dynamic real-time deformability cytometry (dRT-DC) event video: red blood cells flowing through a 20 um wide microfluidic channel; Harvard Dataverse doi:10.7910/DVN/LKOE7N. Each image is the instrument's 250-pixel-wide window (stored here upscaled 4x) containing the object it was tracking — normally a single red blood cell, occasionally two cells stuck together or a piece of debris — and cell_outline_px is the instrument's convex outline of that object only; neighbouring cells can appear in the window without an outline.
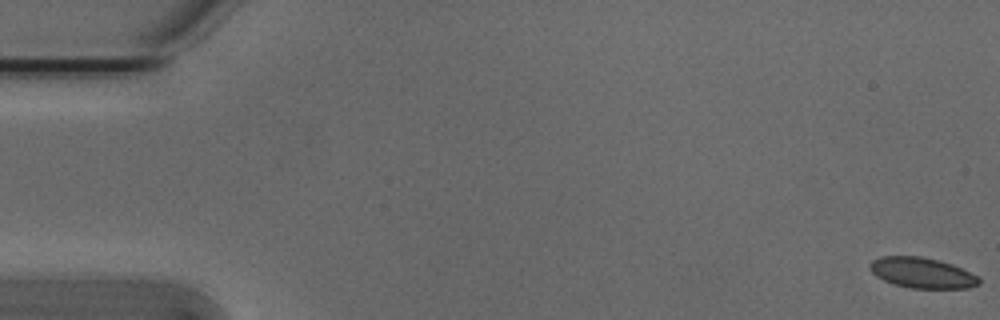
{"species": "Egyptian fruit bat (a non-hibernating species)", "species_latin": "Rousettus aegyptiacus", "temperature_condition": "cold", "stored_images_in_passage": 55, "camera_frame_rate_fps": 3000, "um_per_image_px": 0.085, "animal": {"sex": "male"}, "frame": {"image": 1, "passage_image": 1, "time_ms": 0.0, "image_size_px": [1000, 320], "cell_outline_px": [[980, 284], [968, 288], [912, 288], [896, 284], [884, 280], [876, 276], [868, 268], [868, 264], [872, 260], [880, 256], [920, 256], [952, 264], [976, 276], [980, 280]], "centroid_in_image_um": [78.33, 23.18], "position_along_channel_um": 6.7, "area_um2": 19.19}}
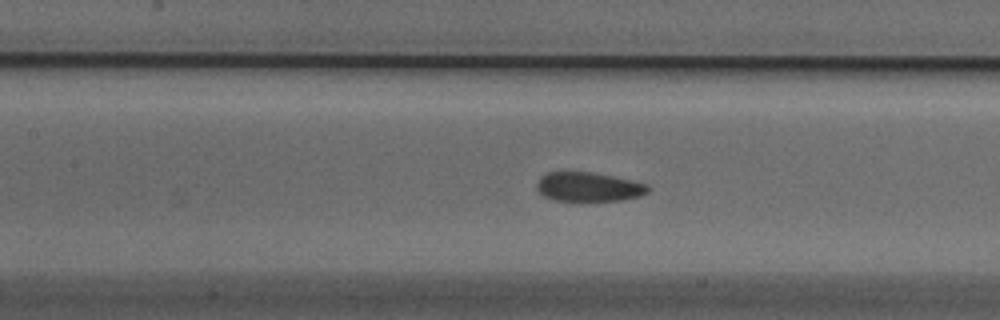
{"frame": {"image": 2, "passage_image": 25, "time_ms": 8.0, "image_size_px": [1000, 320], "cell_outline_px": [[648, 192], [640, 196], [624, 200], [588, 204], [556, 200], [544, 196], [536, 188], [536, 184], [540, 176], [548, 172], [592, 172], [612, 176], [648, 184]], "centroid_in_image_um": [50.02, 15.94], "position_along_channel_um": 157.4, "area_um2": 19.71}}
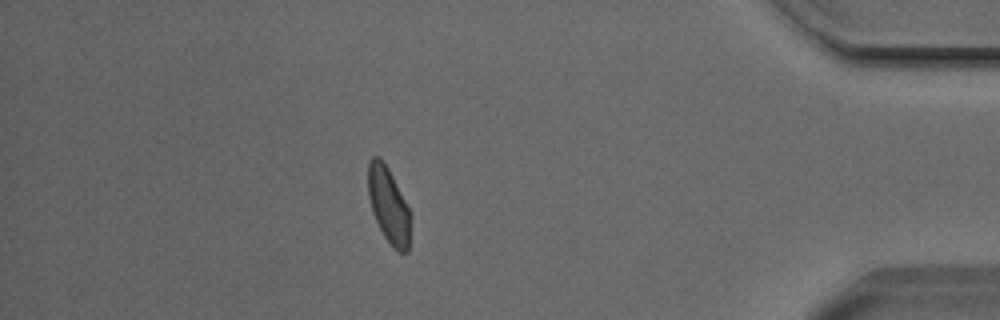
{"frame": {"image": 3, "passage_image": 48, "time_ms": 15.667, "image_size_px": [1000, 320], "cell_outline_px": [[408, 252], [400, 252], [384, 236], [372, 212], [368, 196], [368, 164], [372, 156], [380, 156], [388, 168], [408, 208]], "centroid_in_image_um": [32.97, 17.37], "position_along_channel_um": 402.2, "area_um2": 17.92}, "authors_computed_cell_mechanics": {"area_um2": 19.5364, "velocity_mm_per_s": 3.7844, "shape_relaxation_time_tau1_ms": 5.0259, "shape_relaxation_time_tau2_ms": 3.5515, "deformation_change_tau1": 0.1023, "deformation_change_tau2": 0.0655}}